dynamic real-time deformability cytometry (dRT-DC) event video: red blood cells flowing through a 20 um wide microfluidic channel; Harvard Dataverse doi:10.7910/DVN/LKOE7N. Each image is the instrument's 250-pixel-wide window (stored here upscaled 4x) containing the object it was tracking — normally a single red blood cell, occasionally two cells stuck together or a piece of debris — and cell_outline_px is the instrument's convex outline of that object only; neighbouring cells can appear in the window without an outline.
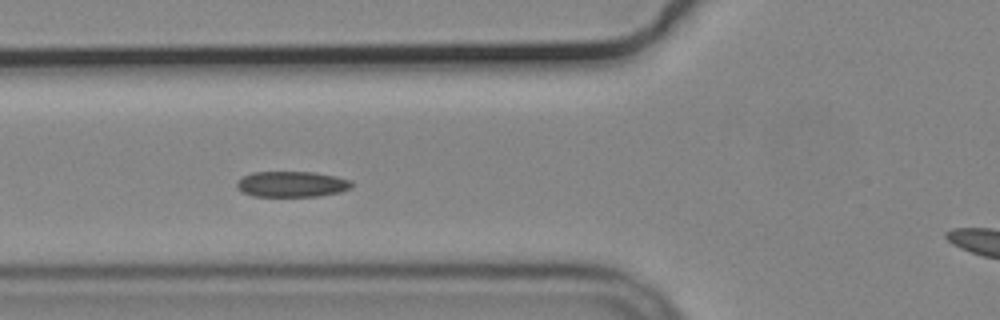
{"species": "common noctule bat (a hibernating species)", "species_latin": "Nyctalus noctula", "temperature_condition": "cold", "stored_images_in_passage": 11, "camera_frame_rate_fps": 3000, "um_per_image_px": 0.085, "animal": {"sex": "male", "body_mass_g": 19.2, "forearm_length_mm": 51.8}, "frame": {"image": 1, "passage_image": 7, "time_ms": 2.0, "image_size_px": [1000, 320], "cell_outline_px": [[352, 188], [340, 192], [320, 196], [252, 196], [236, 188], [236, 180], [252, 172], [312, 172], [332, 176], [348, 180], [352, 184]], "centroid_in_image_um": [24.75, 15.66], "position_along_channel_um": 101.0, "area_um2": 17.11}}